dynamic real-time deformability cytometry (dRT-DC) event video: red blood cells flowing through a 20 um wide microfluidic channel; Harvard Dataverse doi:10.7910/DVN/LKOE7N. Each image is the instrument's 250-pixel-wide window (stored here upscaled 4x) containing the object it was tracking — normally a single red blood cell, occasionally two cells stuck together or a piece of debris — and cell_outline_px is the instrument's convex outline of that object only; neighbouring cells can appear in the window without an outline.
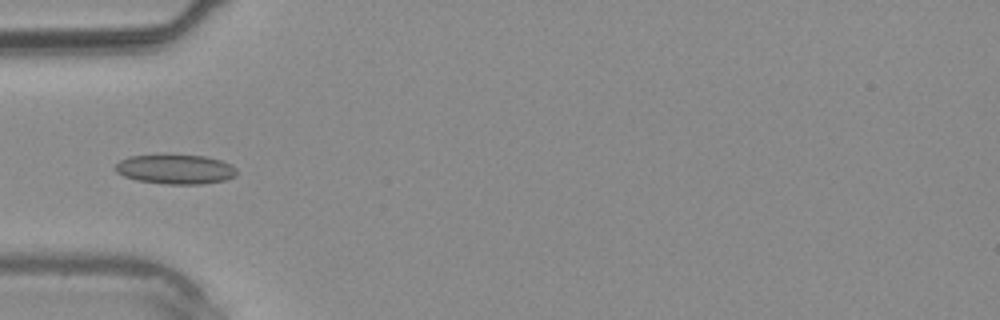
{"species": "common noctule bat (a hibernating species)", "species_latin": "Nyctalus noctula", "temperature_condition": "warm", "stored_images_in_passage": 1, "camera_frame_rate_fps": 3000, "um_per_image_px": 0.085, "animal": {"sex": "male", "body_mass_g": 20.4}, "frame": {"image": 1, "passage_image": 1, "time_ms": 0.0, "image_size_px": [1000, 320], "cell_outline_px": [[236, 176], [224, 180], [200, 184], [168, 184], [136, 180], [124, 176], [116, 172], [116, 164], [120, 160], [128, 156], [204, 156], [220, 160], [232, 164], [236, 168]], "centroid_in_image_um": [14.93, 14.4], "position_along_channel_um": 70.1, "area_um2": 20.52}}